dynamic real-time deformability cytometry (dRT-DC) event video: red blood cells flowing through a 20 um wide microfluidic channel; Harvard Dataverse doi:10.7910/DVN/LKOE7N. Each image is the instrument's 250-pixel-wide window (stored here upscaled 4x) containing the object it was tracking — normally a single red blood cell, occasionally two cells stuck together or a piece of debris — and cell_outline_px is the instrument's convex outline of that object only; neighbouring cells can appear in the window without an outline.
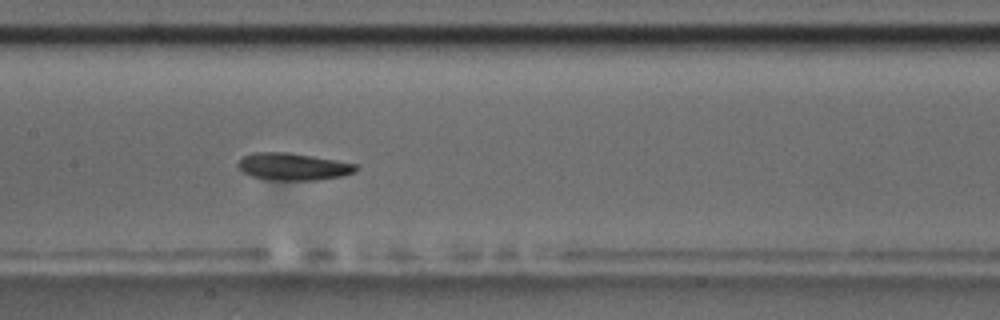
{"species": "common noctule bat (a hibernating species)", "species_latin": "Nyctalus noctula", "temperature_condition": "room temperature", "stored_images_in_passage": 9, "camera_frame_rate_fps": 3000, "um_per_image_px": 0.085, "animal": {"sex": "male", "body_mass_g": 17.5, "forearm_length_mm": 52.3}, "frame": {"image": 1, "passage_image": 9, "time_ms": 9.0, "image_size_px": [1000, 320], "cell_outline_px": [[360, 168], [344, 176], [316, 180], [272, 180], [252, 176], [244, 172], [236, 164], [244, 156], [256, 152], [288, 152], [336, 160], [356, 164]], "centroid_in_image_um": [24.94, 14.16], "position_along_channel_um": 182.5, "area_um2": 18.55}}